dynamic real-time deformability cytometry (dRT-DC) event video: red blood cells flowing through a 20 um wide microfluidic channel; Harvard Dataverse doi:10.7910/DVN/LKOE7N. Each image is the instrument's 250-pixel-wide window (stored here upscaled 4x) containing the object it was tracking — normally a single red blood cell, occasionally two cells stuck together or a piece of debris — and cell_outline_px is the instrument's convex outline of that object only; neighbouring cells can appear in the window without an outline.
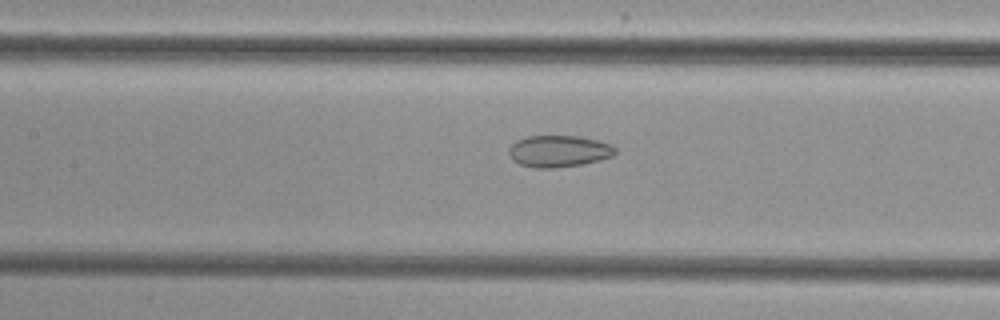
{"species": "common noctule bat (a hibernating species)", "species_latin": "Nyctalus noctula", "temperature_condition": "cold", "stored_images_in_passage": 30, "camera_frame_rate_fps": 3000, "um_per_image_px": 0.085, "animal": {"sex": "female", "body_mass_g": 29.2, "forearm_length_mm": 56.3}, "frame": {"image": 1, "passage_image": 21, "time_ms": 6.667, "image_size_px": [1000, 320], "cell_outline_px": [[616, 152], [612, 156], [580, 164], [556, 168], [532, 168], [520, 164], [512, 160], [508, 152], [508, 148], [516, 140], [528, 136], [580, 136], [600, 140], [616, 148]], "centroid_in_image_um": [47.45, 12.84], "position_along_channel_um": 159.9, "area_um2": 19.65}}
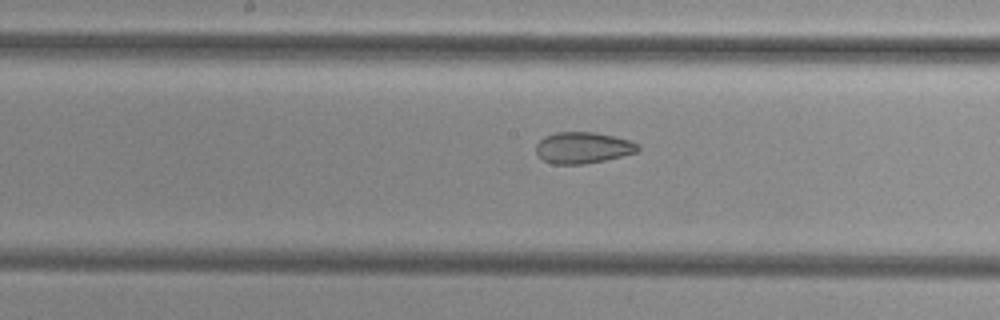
{"frame": {"image": 2, "passage_image": 24, "time_ms": 7.667, "image_size_px": [1000, 320], "cell_outline_px": [[640, 148], [636, 152], [604, 160], [584, 164], [552, 164], [544, 160], [536, 152], [536, 144], [544, 136], [556, 132], [596, 132], [616, 136], [640, 144]], "centroid_in_image_um": [49.55, 12.54], "position_along_channel_um": 198.7, "area_um2": 18.61}}
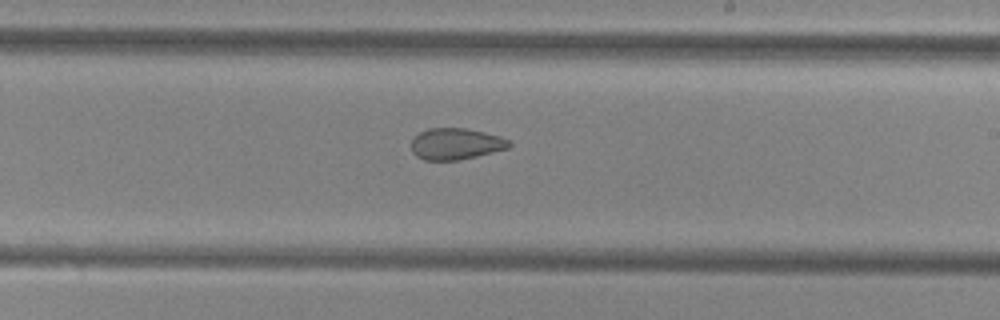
{"frame": {"image": 3, "passage_image": 28, "time_ms": 9.0, "image_size_px": [1000, 320], "cell_outline_px": [[512, 144], [508, 148], [460, 160], [424, 160], [416, 156], [412, 152], [412, 140], [420, 132], [428, 128], [464, 128], [484, 132], [500, 136], [508, 140]], "centroid_in_image_um": [38.73, 12.23], "position_along_channel_um": 250.3, "area_um2": 17.8}}